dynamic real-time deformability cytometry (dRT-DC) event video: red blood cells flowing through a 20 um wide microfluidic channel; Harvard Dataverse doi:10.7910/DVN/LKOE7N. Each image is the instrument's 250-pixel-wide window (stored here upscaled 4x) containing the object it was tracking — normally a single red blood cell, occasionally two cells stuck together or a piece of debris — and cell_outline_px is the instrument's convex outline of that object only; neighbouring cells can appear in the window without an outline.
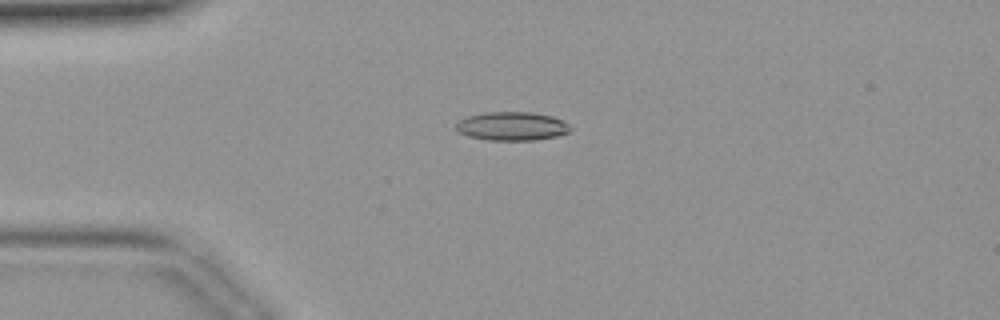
{"species": "common noctule bat (a hibernating species)", "species_latin": "Nyctalus noctula", "temperature_condition": "warm", "stored_images_in_passage": 36, "camera_frame_rate_fps": 3000, "um_per_image_px": 0.085, "animal": {"sex": "female", "body_mass_g": 19.9}, "frame": {"image": 1, "passage_image": 4, "time_ms": 1.0, "image_size_px": [1000, 320], "cell_outline_px": [[572, 128], [568, 132], [556, 136], [536, 140], [488, 140], [468, 136], [456, 132], [456, 124], [460, 120], [468, 116], [484, 112], [532, 112], [552, 116], [564, 120]], "centroid_in_image_um": [43.51, 10.72], "position_along_channel_um": 41.5, "area_um2": 19.19}}
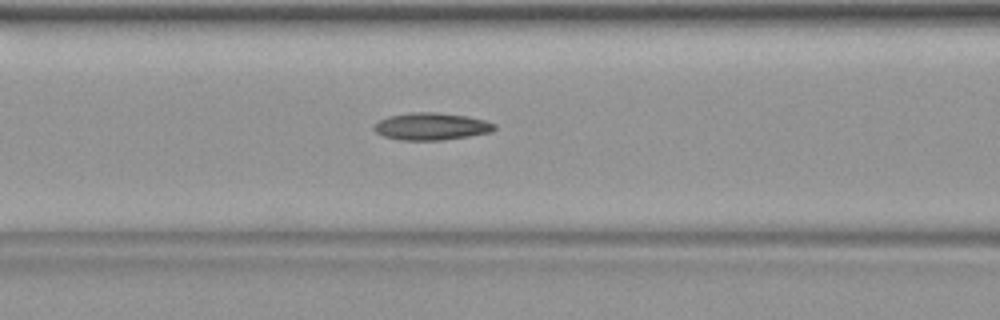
{"frame": {"image": 2, "passage_image": 11, "time_ms": 3.333, "image_size_px": [1000, 320], "cell_outline_px": [[496, 128], [492, 132], [444, 140], [400, 140], [384, 136], [376, 132], [372, 128], [372, 124], [388, 116], [412, 112], [436, 112], [468, 116], [484, 120], [496, 124]], "centroid_in_image_um": [36.65, 10.74], "position_along_channel_um": 129.9, "area_um2": 19.25}}
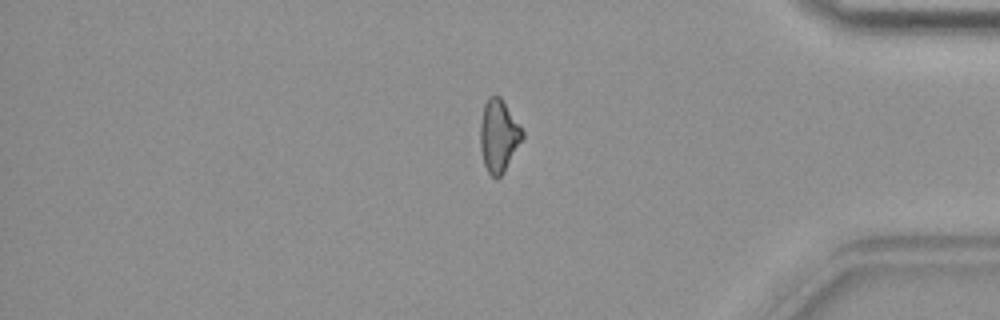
{"frame": {"image": 3, "passage_image": 29, "time_ms": 9.333, "image_size_px": [1000, 320], "cell_outline_px": [[524, 136], [504, 172], [496, 180], [488, 172], [484, 164], [480, 148], [480, 124], [484, 104], [488, 96], [500, 96], [524, 132]], "centroid_in_image_um": [42.37, 11.55], "position_along_channel_um": 392.8, "area_um2": 17.69}}